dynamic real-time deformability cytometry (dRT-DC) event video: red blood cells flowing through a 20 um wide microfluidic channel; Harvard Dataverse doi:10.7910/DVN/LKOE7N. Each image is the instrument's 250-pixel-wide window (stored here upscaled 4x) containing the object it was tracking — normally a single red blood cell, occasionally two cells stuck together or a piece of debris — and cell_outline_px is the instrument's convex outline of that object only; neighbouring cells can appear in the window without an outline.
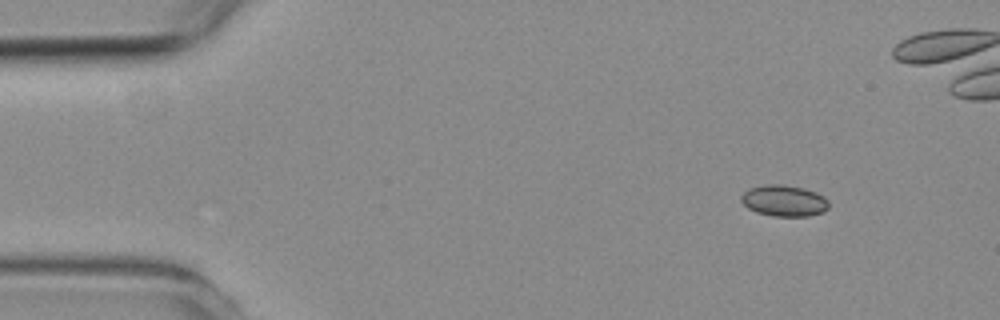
{"species": "common noctule bat (a hibernating species)", "species_latin": "Nyctalus noctula", "temperature_condition": "room temperature", "stored_images_in_passage": 5, "camera_frame_rate_fps": 3000, "um_per_image_px": 0.085, "animal": {"sex": "female", "body_mass_g": 19.3, "forearm_length_mm": 54.1}, "frame": {"image": 1, "passage_image": 1, "time_ms": 0.0, "image_size_px": [1000, 320], "cell_outline_px": [[828, 208], [824, 212], [808, 216], [772, 216], [756, 212], [748, 208], [740, 200], [740, 196], [748, 188], [768, 184], [784, 184], [804, 188], [816, 192], [824, 196], [828, 200]], "centroid_in_image_um": [66.64, 17.05], "position_along_channel_um": 18.4, "area_um2": 16.13}}